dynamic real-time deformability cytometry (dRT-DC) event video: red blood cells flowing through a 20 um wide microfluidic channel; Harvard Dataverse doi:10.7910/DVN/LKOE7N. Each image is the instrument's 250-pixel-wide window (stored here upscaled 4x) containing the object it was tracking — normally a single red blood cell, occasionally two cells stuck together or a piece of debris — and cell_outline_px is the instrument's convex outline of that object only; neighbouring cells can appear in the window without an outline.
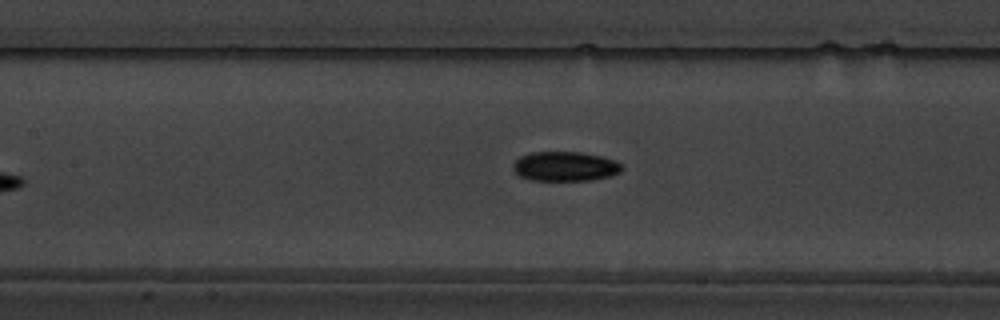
{"species": "common noctule bat (a hibernating species)", "species_latin": "Nyctalus noctula", "temperature_condition": "warm", "stored_images_in_passage": 35, "camera_frame_rate_fps": 3000, "um_per_image_px": 0.085, "animal": {"sex": "male", "body_mass_g": 19.5, "forearm_length_mm": 54.6}, "frame": {"image": 1, "passage_image": 8, "time_ms": 2.333, "image_size_px": [1000, 320], "cell_outline_px": [[624, 168], [620, 172], [612, 176], [592, 180], [528, 180], [520, 176], [512, 168], [512, 164], [520, 156], [532, 152], [580, 152], [600, 156], [616, 160]], "centroid_in_image_um": [48.04, 14.14], "position_along_channel_um": 159.4, "area_um2": 18.84}}
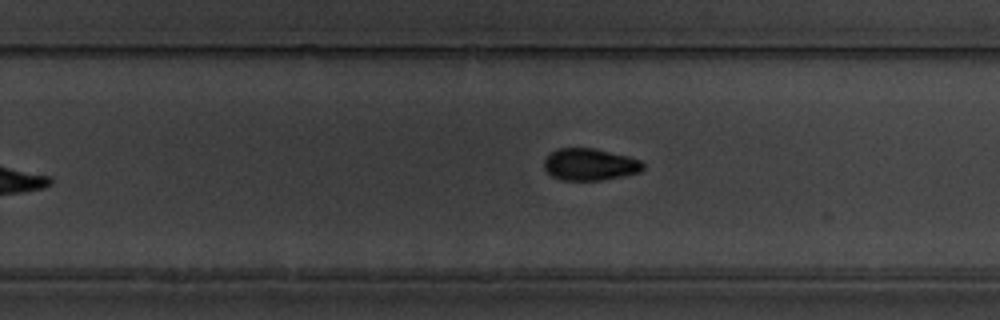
{"frame": {"image": 2, "passage_image": 18, "time_ms": 5.667, "image_size_px": [1000, 320], "cell_outline_px": [[644, 168], [640, 172], [624, 176], [600, 180], [560, 180], [552, 176], [544, 168], [544, 160], [556, 148], [596, 148], [628, 156], [640, 160], [644, 164]], "centroid_in_image_um": [50.15, 13.97], "position_along_channel_um": 279.7, "area_um2": 18.5}}
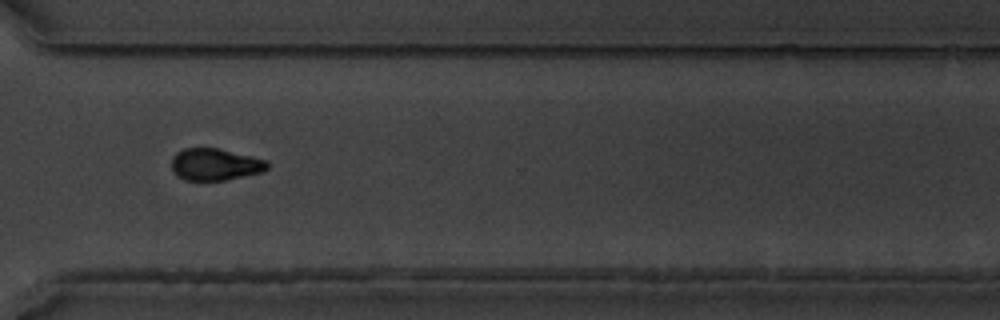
{"frame": {"image": 3, "passage_image": 24, "time_ms": 7.667, "image_size_px": [1000, 320], "cell_outline_px": [[268, 168], [264, 172], [224, 180], [184, 180], [176, 176], [172, 168], [172, 156], [176, 152], [184, 148], [220, 148], [268, 160]], "centroid_in_image_um": [18.29, 13.97], "position_along_channel_um": 352.3, "area_um2": 18.03}}